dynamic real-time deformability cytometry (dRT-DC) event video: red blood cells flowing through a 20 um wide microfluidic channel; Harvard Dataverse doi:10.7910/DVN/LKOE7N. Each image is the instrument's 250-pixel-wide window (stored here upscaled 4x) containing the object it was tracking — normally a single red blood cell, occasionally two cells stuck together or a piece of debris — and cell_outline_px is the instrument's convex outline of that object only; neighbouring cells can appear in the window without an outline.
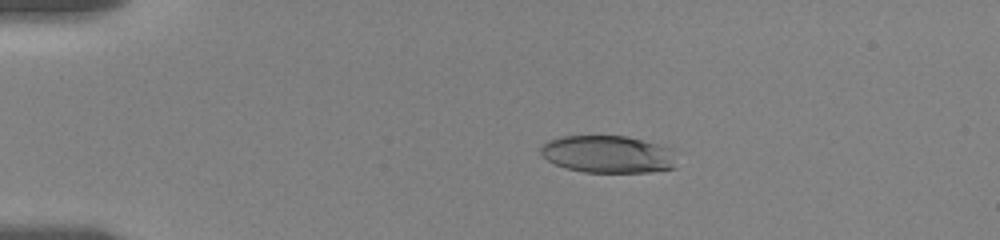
{"species": "human", "species_latin": "Homo sapiens", "temperature_condition": "room temperature", "stored_images_in_passage": 11, "camera_frame_rate_fps": 3000, "um_per_image_px": 0.085, "donor": {"sex": "female"}, "frame": {"image": 1, "passage_image": 6, "time_ms": 3.333, "image_size_px": [1000, 240], "cell_outline_px": [[676, 168], [648, 172], [584, 172], [568, 168], [556, 164], [548, 160], [540, 152], [540, 148], [548, 140], [560, 136], [628, 136], [672, 148]], "centroid_in_image_um": [51.69, 13.1], "position_along_channel_um": 33.3, "area_um2": 29.54}}